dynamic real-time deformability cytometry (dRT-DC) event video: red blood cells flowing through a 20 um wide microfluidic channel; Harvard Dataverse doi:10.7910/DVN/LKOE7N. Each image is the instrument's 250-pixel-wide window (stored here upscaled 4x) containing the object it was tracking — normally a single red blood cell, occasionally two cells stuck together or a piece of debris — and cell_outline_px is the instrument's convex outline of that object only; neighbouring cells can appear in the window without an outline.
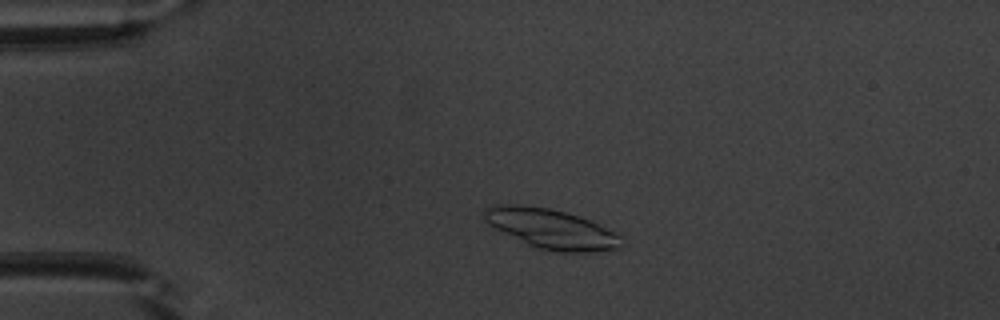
{"species": "common noctule bat (a hibernating species)", "species_latin": "Nyctalus noctula", "temperature_condition": "warm", "stored_images_in_passage": 46, "camera_frame_rate_fps": 3000, "um_per_image_px": 0.085, "animal": {"sex": "male", "body_mass_g": 20.1, "forearm_length_mm": 53.5}, "frame": {"image": 1, "passage_image": 6, "time_ms": 1.667, "image_size_px": [1000, 320], "cell_outline_px": [[624, 244], [620, 248], [588, 252], [556, 252], [536, 248], [524, 244], [488, 224], [484, 220], [484, 208], [492, 204], [516, 204], [548, 208], [580, 216], [620, 236]], "centroid_in_image_um": [46.79, 19.46], "position_along_channel_um": 38.2, "area_um2": 31.73}}